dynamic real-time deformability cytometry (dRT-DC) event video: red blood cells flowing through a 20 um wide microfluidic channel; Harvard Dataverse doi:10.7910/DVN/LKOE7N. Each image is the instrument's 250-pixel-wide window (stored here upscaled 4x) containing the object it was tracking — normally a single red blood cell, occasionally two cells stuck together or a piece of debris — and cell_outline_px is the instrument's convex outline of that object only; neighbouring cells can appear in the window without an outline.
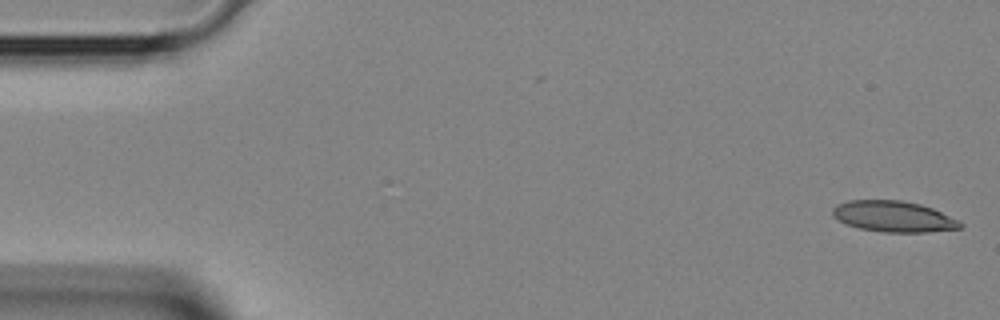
{"species": "Egyptian fruit bat (a non-hibernating species)", "species_latin": "Rousettus aegyptiacus", "temperature_condition": "room temperature", "stored_images_in_passage": 42, "camera_frame_rate_fps": 3000, "um_per_image_px": 0.085, "animal": {"sex": "female"}, "frame": {"image": 1, "passage_image": 1, "time_ms": 0.0, "image_size_px": [1000, 320], "cell_outline_px": [[964, 224], [960, 228], [928, 232], [884, 232], [860, 228], [844, 224], [836, 220], [832, 216], [832, 208], [836, 204], [848, 200], [900, 200], [920, 204], [932, 208], [960, 220]], "centroid_in_image_um": [75.92, 18.4], "position_along_channel_um": 9.1, "area_um2": 23.24}}
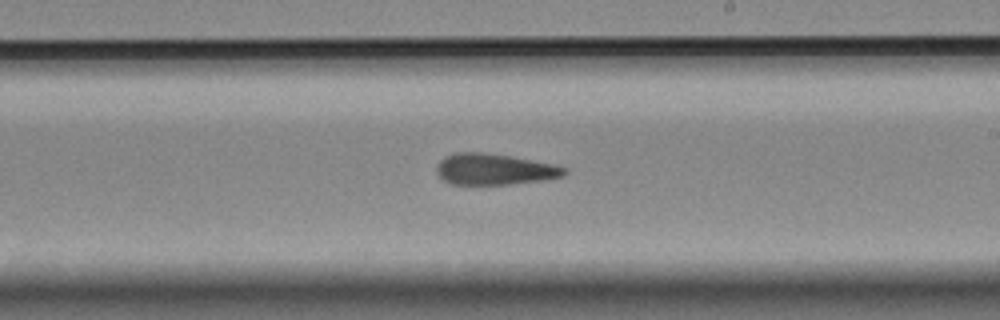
{"frame": {"image": 2, "passage_image": 24, "time_ms": 7.667, "image_size_px": [1000, 320], "cell_outline_px": [[568, 172], [564, 176], [544, 180], [508, 184], [452, 184], [444, 180], [436, 172], [436, 168], [440, 160], [444, 156], [456, 152], [480, 152], [508, 156], [556, 164], [568, 168]], "centroid_in_image_um": [42.05, 14.38], "position_along_channel_um": 246.9, "area_um2": 23.18}}
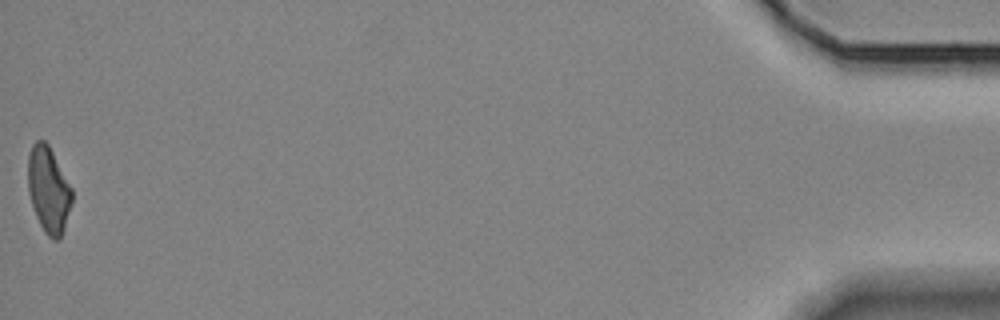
{"frame": {"image": 3, "passage_image": 42, "time_ms": 13.667, "image_size_px": [1000, 320], "cell_outline_px": [[72, 200], [64, 228], [60, 240], [52, 240], [44, 232], [36, 216], [28, 192], [28, 156], [32, 144], [36, 140], [44, 140], [48, 144], [72, 188]], "centroid_in_image_um": [4.12, 16.13], "position_along_channel_um": 431.1, "area_um2": 21.96}}